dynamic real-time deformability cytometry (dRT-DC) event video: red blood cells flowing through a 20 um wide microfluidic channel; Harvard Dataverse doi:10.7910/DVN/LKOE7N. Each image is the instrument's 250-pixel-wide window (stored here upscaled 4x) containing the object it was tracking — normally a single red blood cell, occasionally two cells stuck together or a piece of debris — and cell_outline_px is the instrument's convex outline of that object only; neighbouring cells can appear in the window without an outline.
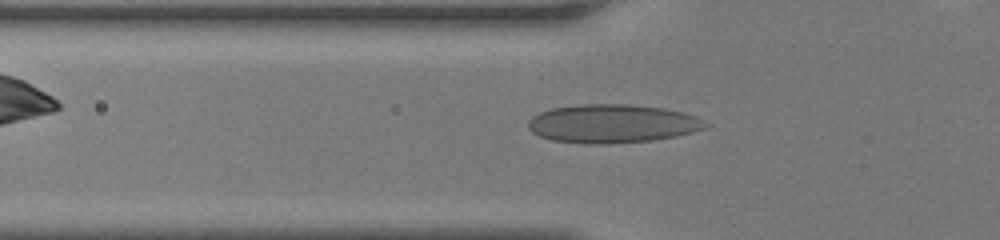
{"species": "human", "species_latin": "Homo sapiens", "temperature_condition": "room temperature", "stored_images_in_passage": 51, "camera_frame_rate_fps": 3000, "um_per_image_px": 0.085, "donor": {"sex": "female"}, "frame": {"image": 1, "passage_image": 20, "time_ms": 6.333, "image_size_px": [1000, 240], "cell_outline_px": [[708, 124], [704, 128], [692, 132], [676, 136], [652, 140], [604, 144], [588, 144], [552, 140], [540, 136], [532, 132], [528, 128], [528, 120], [532, 116], [540, 112], [552, 108], [580, 104], [628, 104], [664, 108], [684, 112], [696, 116]], "centroid_in_image_um": [52.03, 10.5], "position_along_channel_um": 73.8, "area_um2": 39.82}}
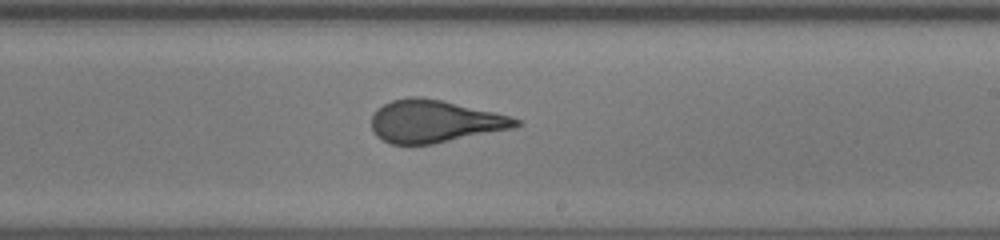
{"frame": {"image": 2, "passage_image": 34, "time_ms": 11.0, "image_size_px": [1000, 240], "cell_outline_px": [[524, 124], [516, 128], [432, 144], [392, 144], [376, 136], [372, 132], [372, 116], [384, 104], [392, 100], [408, 96], [420, 96], [440, 100], [512, 116], [524, 120]], "centroid_in_image_um": [37.01, 10.32], "position_along_channel_um": 252.0, "area_um2": 35.84}}
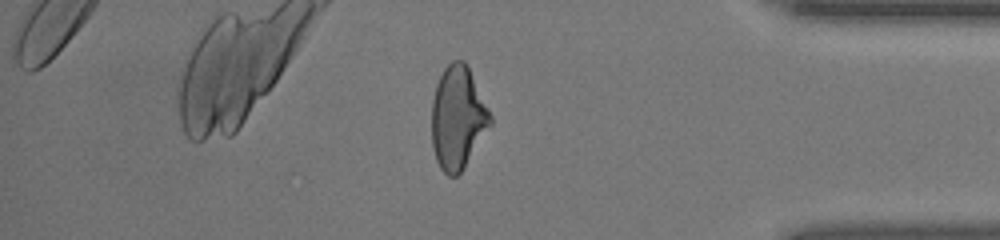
{"frame": {"image": 3, "passage_image": 47, "time_ms": 15.333, "image_size_px": [1000, 240], "cell_outline_px": [[492, 124], [464, 168], [456, 176], [448, 176], [440, 168], [436, 160], [432, 148], [432, 100], [436, 84], [444, 68], [452, 60], [464, 60], [468, 64], [492, 116]], "centroid_in_image_um": [38.91, 10.0], "position_along_channel_um": 396.3, "area_um2": 35.43}}